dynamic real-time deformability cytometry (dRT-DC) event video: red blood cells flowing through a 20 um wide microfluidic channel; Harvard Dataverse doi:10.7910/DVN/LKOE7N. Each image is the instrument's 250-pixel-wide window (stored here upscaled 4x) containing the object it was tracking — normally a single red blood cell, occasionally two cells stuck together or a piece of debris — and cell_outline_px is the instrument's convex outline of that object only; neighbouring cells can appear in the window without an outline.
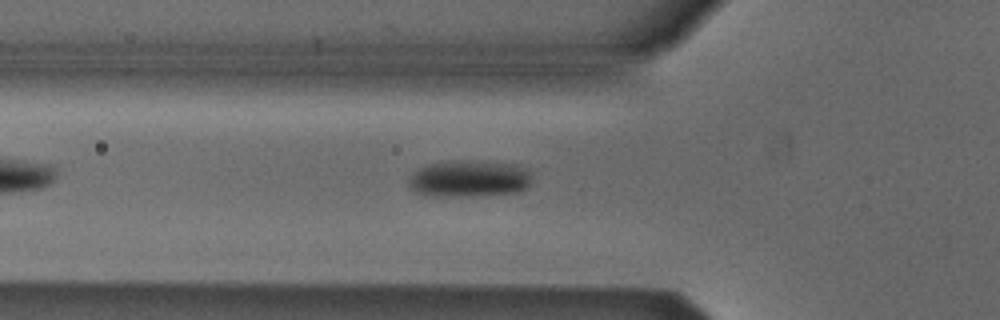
{"species": "Egyptian fruit bat (a non-hibernating species)", "species_latin": "Rousettus aegyptiacus", "temperature_condition": "cold", "stored_images_in_passage": 33, "camera_frame_rate_fps": 3000, "um_per_image_px": 0.085, "animal": {"sex": "male"}, "frame": {"image": 1, "passage_image": 3, "time_ms": 0.667, "image_size_px": [1000, 320], "cell_outline_px": [[528, 184], [524, 188], [516, 192], [468, 196], [424, 196], [416, 192], [408, 184], [408, 180], [412, 172], [428, 164], [448, 160], [468, 160], [516, 164], [528, 168]], "centroid_in_image_um": [39.8, 15.17], "position_along_channel_um": 86.0, "area_um2": 26.41}}
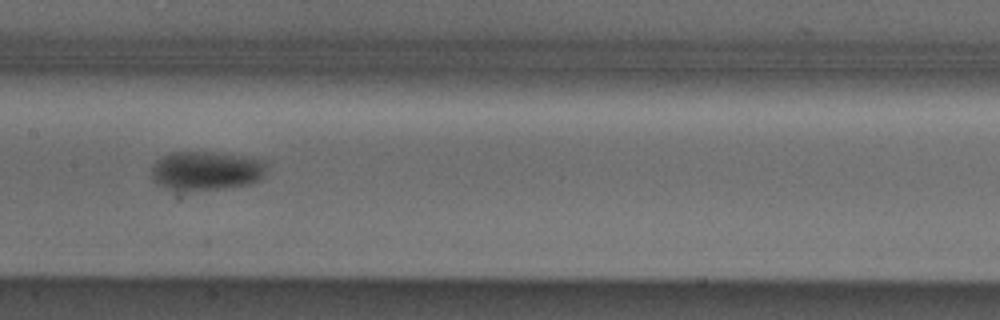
{"frame": {"image": 2, "passage_image": 11, "time_ms": 3.333, "image_size_px": [1000, 320], "cell_outline_px": [[268, 164], [260, 180], [252, 184], [224, 188], [168, 188], [156, 184], [152, 180], [152, 164], [156, 160], [172, 152], [212, 152], [264, 160]], "centroid_in_image_um": [17.54, 14.49], "position_along_channel_um": 189.9, "area_um2": 25.61}}
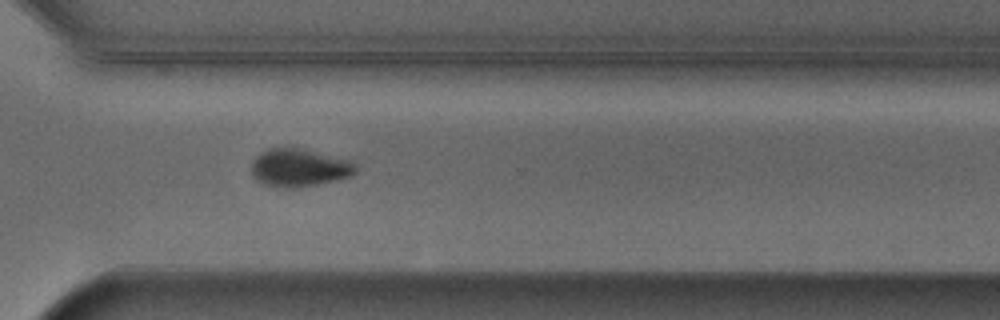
{"frame": {"image": 3, "passage_image": 23, "time_ms": 7.333, "image_size_px": [1000, 320], "cell_outline_px": [[356, 172], [352, 176], [316, 184], [296, 188], [280, 188], [268, 184], [260, 180], [252, 172], [252, 160], [260, 152], [268, 148], [300, 148], [352, 160], [356, 164]], "centroid_in_image_um": [25.47, 14.24], "position_along_channel_um": 345.1, "area_um2": 22.83}, "authors_computed_cell_mechanics": {"area_um2": 25.6054, "velocity_mm_per_s": 3.8918, "shape_relaxation_time_tau1_ms": 4.2807, "shape_relaxation_time_tau2_ms": null, "deformation_change_tau1": 0.0881, "deformation_change_tau2": null}}